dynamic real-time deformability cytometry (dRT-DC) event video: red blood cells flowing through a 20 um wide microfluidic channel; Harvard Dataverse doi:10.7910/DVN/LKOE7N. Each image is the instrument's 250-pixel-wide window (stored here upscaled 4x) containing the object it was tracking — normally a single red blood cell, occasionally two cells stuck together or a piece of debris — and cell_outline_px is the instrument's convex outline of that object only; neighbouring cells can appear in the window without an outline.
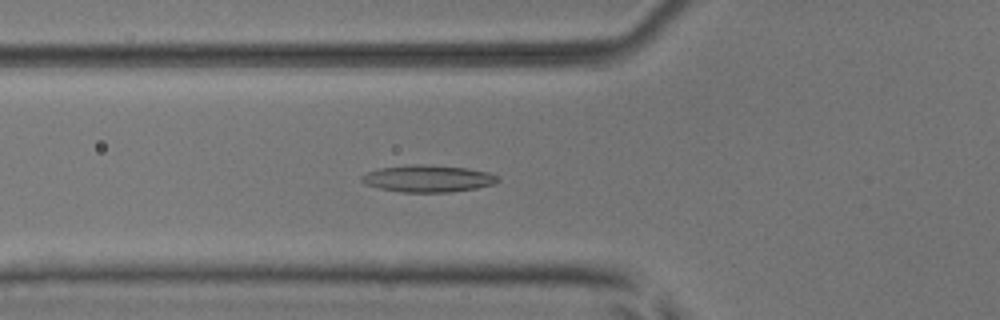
{"species": "common noctule bat (a hibernating species)", "species_latin": "Nyctalus noctula", "temperature_condition": "room temperature", "stored_images_in_passage": 47, "camera_frame_rate_fps": 3000, "um_per_image_px": 0.085, "animal": {"sex": "male", "body_mass_g": 17.9, "forearm_length_mm": 54.2}, "frame": {"image": 1, "passage_image": 14, "time_ms": 4.333, "image_size_px": [1000, 320], "cell_outline_px": [[500, 180], [496, 184], [476, 188], [452, 192], [400, 192], [380, 188], [364, 184], [360, 180], [360, 176], [368, 172], [380, 168], [412, 164], [424, 164], [468, 168], [488, 172], [500, 176]], "centroid_in_image_um": [36.41, 15.18], "position_along_channel_um": 89.4, "area_um2": 21.62}}
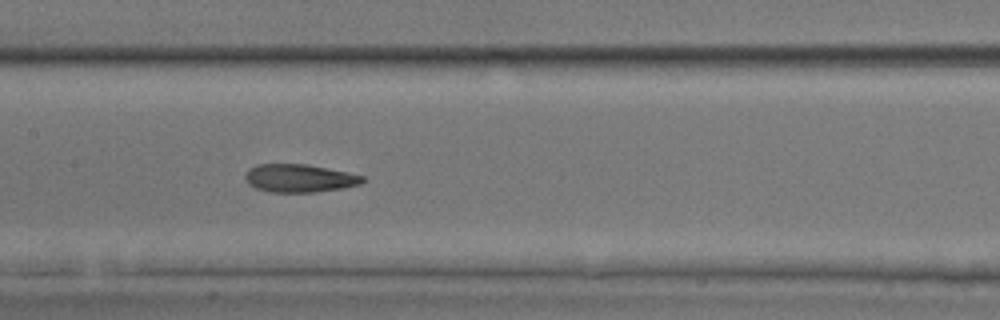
{"frame": {"image": 2, "passage_image": 21, "time_ms": 6.667, "image_size_px": [1000, 320], "cell_outline_px": [[364, 180], [360, 184], [344, 188], [312, 192], [268, 192], [256, 188], [248, 184], [244, 176], [248, 168], [256, 164], [308, 164], [364, 176]], "centroid_in_image_um": [25.4, 15.14], "position_along_channel_um": 182.0, "area_um2": 19.19}}
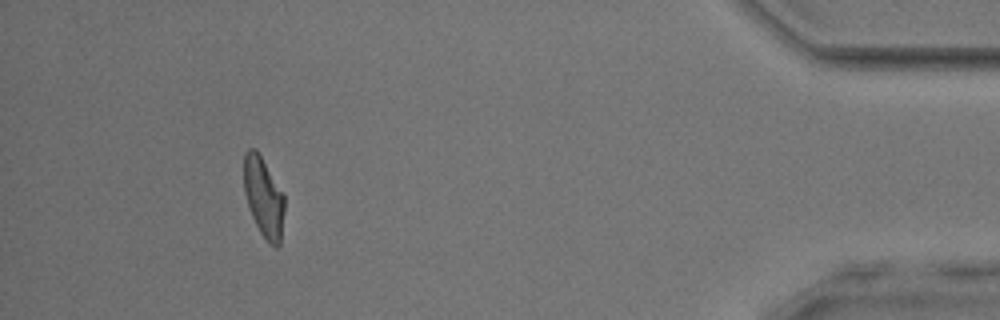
{"frame": {"image": 3, "passage_image": 43, "time_ms": 14.0, "image_size_px": [1000, 320], "cell_outline_px": [[284, 212], [280, 244], [276, 248], [268, 244], [260, 232], [252, 216], [244, 192], [244, 152], [248, 148], [256, 148], [284, 192]], "centroid_in_image_um": [22.42, 16.75], "position_along_channel_um": 412.8, "area_um2": 19.13}, "authors_computed_cell_mechanics": {"area_um2": 19.652, "velocity_mm_per_s": 3.9616, "shape_relaxation_time_tau1_ms": 7.1609, "shape_relaxation_time_tau2_ms": 2.5605, "deformation_change_tau1": 0.1858, "deformation_change_tau2": 0.1138}}